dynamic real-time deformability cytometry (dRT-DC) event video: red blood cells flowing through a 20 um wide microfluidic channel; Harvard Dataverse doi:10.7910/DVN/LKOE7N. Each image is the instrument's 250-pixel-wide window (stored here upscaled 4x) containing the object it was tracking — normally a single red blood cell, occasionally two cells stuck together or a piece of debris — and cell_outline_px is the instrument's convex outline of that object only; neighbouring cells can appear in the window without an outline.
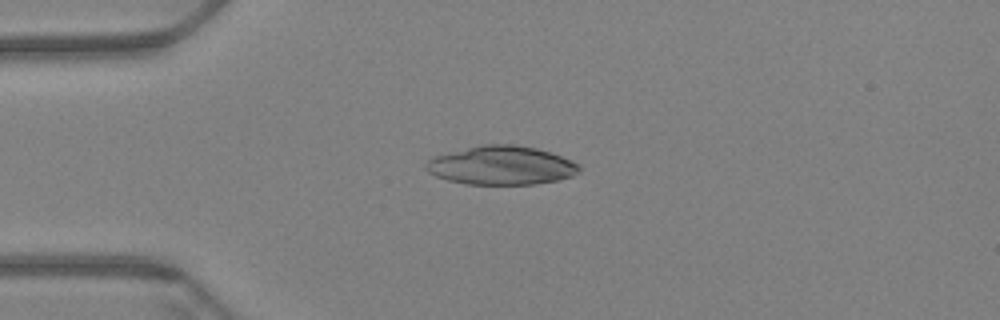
{"species": "Egyptian fruit bat (a non-hibernating species)", "species_latin": "Rousettus aegyptiacus", "temperature_condition": "warm", "stored_images_in_passage": 42, "camera_frame_rate_fps": 3000, "um_per_image_px": 0.085, "animal": {"sex": "female"}, "frame": {"image": 1, "passage_image": 3, "time_ms": 0.667, "image_size_px": [1000, 320], "cell_outline_px": [[580, 172], [572, 176], [556, 180], [536, 184], [464, 184], [448, 180], [436, 176], [428, 172], [424, 168], [424, 164], [432, 156], [448, 152], [484, 144], [516, 144], [536, 148], [560, 156], [580, 164]], "centroid_in_image_um": [42.58, 14.06], "position_along_channel_um": 42.4, "area_um2": 34.68}}
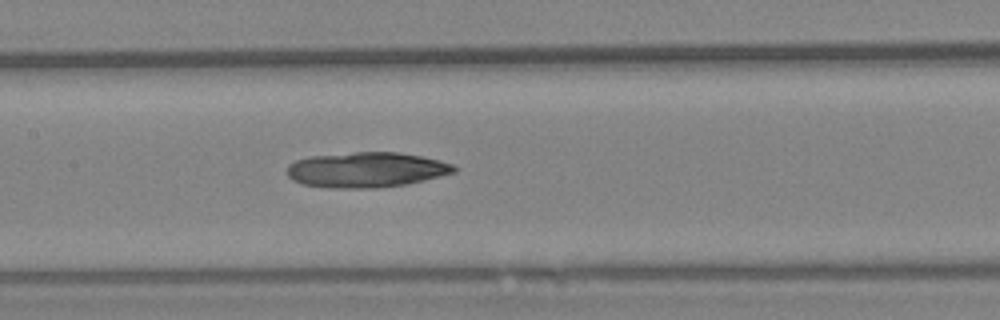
{"frame": {"image": 2, "passage_image": 17, "time_ms": 5.333, "image_size_px": [1000, 320], "cell_outline_px": [[456, 172], [408, 184], [376, 188], [332, 188], [304, 184], [292, 180], [288, 176], [288, 164], [296, 160], [312, 156], [356, 152], [396, 152], [420, 156], [440, 160], [452, 164], [456, 168]], "centroid_in_image_um": [31.15, 14.43], "position_along_channel_um": 176.3, "area_um2": 34.16}}
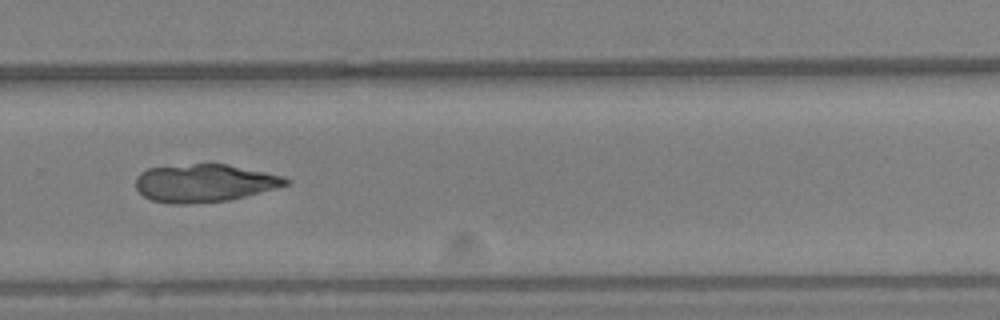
{"frame": {"image": 3, "passage_image": 29, "time_ms": 9.333, "image_size_px": [1000, 320], "cell_outline_px": [[292, 180], [288, 184], [244, 196], [228, 200], [188, 204], [168, 204], [152, 200], [144, 196], [136, 188], [136, 176], [140, 172], [148, 168], [192, 164], [228, 164], [284, 176]], "centroid_in_image_um": [17.34, 15.56], "position_along_channel_um": 312.5, "area_um2": 32.95}}